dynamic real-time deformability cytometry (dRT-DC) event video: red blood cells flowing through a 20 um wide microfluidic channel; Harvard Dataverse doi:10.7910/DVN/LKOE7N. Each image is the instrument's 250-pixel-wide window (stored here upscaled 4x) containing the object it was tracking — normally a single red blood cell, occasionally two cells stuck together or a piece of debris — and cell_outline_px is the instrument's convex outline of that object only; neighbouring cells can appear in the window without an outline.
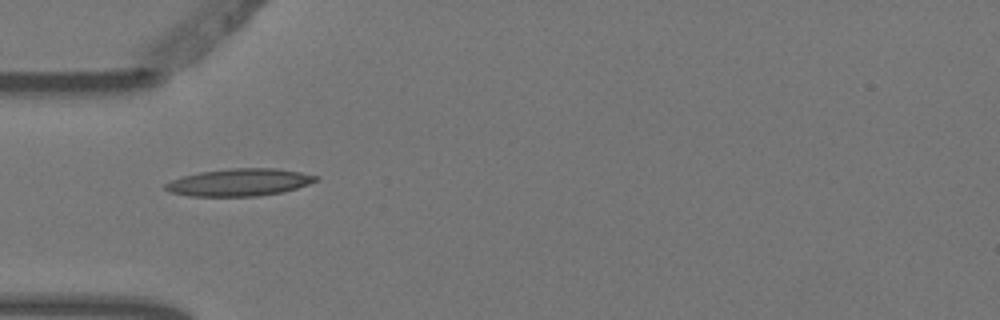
{"species": "Egyptian fruit bat (a non-hibernating species)", "species_latin": "Rousettus aegyptiacus", "temperature_condition": "warm", "stored_images_in_passage": 1, "camera_frame_rate_fps": 3000, "um_per_image_px": 0.085, "animal": {"sex": "female"}, "frame": {"image": 1, "passage_image": 1, "time_ms": 0.0, "image_size_px": [1000, 320], "cell_outline_px": [[320, 176], [316, 180], [308, 184], [284, 192], [256, 196], [188, 196], [168, 192], [164, 188], [164, 184], [172, 180], [184, 176], [200, 172], [228, 168], [276, 168], [300, 172]], "centroid_in_image_um": [20.33, 15.5], "position_along_channel_um": 64.7, "area_um2": 23.99}}